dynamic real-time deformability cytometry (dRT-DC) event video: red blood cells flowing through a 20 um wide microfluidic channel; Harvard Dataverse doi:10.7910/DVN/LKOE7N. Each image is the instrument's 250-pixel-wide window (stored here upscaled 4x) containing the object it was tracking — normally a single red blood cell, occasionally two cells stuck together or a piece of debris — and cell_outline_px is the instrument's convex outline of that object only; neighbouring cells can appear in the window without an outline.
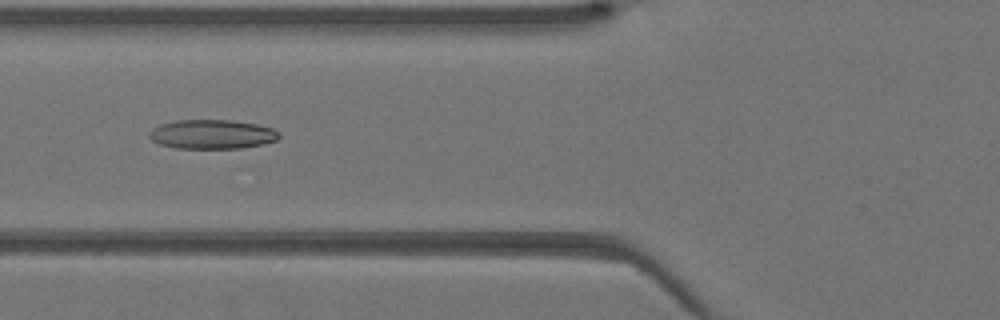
{"species": "Egyptian fruit bat (a non-hibernating species)", "species_latin": "Rousettus aegyptiacus", "temperature_condition": "warm", "stored_images_in_passage": 42, "camera_frame_rate_fps": 3000, "um_per_image_px": 0.085, "animal": {"sex": "female"}, "frame": {"image": 1, "passage_image": 16, "time_ms": 5.0, "image_size_px": [1000, 320], "cell_outline_px": [[280, 136], [276, 140], [264, 144], [240, 148], [176, 148], [160, 144], [152, 140], [148, 136], [148, 132], [152, 128], [160, 124], [176, 120], [232, 120], [256, 124], [272, 128], [280, 132]], "centroid_in_image_um": [18.02, 11.41], "position_along_channel_um": 107.8, "area_um2": 22.2}}
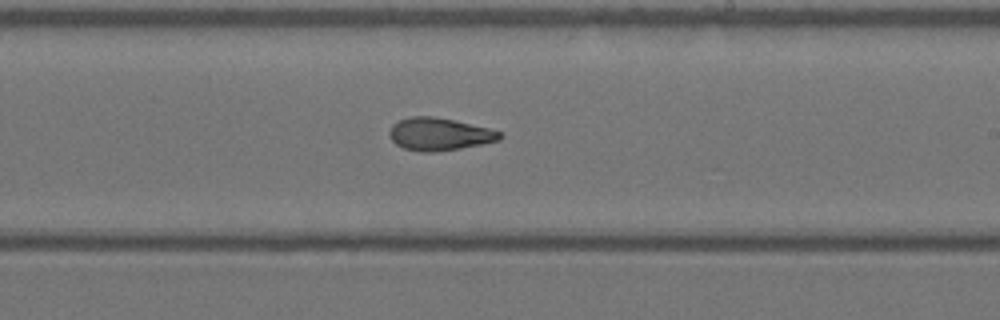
{"frame": {"image": 2, "passage_image": 25, "time_ms": 8.0, "image_size_px": [1000, 320], "cell_outline_px": [[504, 136], [500, 140], [460, 148], [432, 152], [420, 152], [404, 148], [396, 144], [388, 136], [388, 132], [392, 124], [400, 120], [412, 116], [432, 116], [452, 120], [488, 128], [500, 132]], "centroid_in_image_um": [37.31, 11.4], "position_along_channel_um": 251.7, "area_um2": 20.81}}
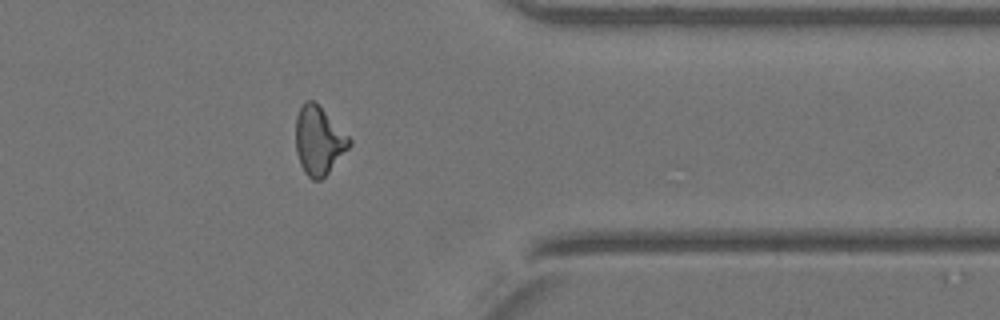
{"frame": {"image": 3, "passage_image": 34, "time_ms": 11.0, "image_size_px": [1000, 320], "cell_outline_px": [[352, 144], [328, 172], [320, 180], [312, 180], [304, 172], [300, 164], [296, 152], [296, 116], [304, 100], [312, 100], [352, 140]], "centroid_in_image_um": [27.07, 11.97], "position_along_channel_um": 384.3, "area_um2": 20.87}}